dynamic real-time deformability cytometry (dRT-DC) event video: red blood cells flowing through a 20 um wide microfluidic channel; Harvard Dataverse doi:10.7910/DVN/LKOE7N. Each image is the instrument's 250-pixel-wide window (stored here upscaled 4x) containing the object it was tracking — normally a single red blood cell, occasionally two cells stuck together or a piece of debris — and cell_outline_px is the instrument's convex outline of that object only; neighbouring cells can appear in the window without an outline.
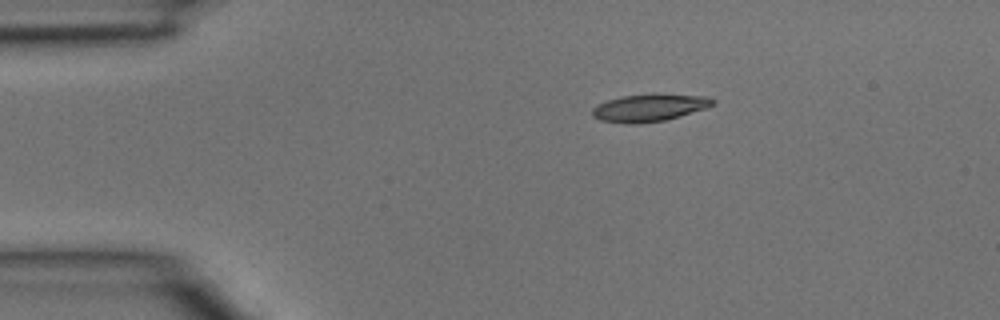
{"species": "common noctule bat (a hibernating species)", "species_latin": "Nyctalus noctula", "temperature_condition": "room temperature", "stored_images_in_passage": 3, "camera_frame_rate_fps": 3000, "um_per_image_px": 0.085, "animal": {"sex": "male", "body_mass_g": 15.6}, "frame": {"image": 1, "passage_image": 1, "time_ms": 0.0, "image_size_px": [1000, 320], "cell_outline_px": [[716, 104], [708, 108], [664, 120], [636, 124], [624, 124], [600, 120], [592, 116], [592, 108], [596, 104], [608, 100], [624, 96], [656, 92], [708, 96], [716, 100]], "centroid_in_image_um": [55.24, 9.13], "position_along_channel_um": 29.8, "area_um2": 19.83}}
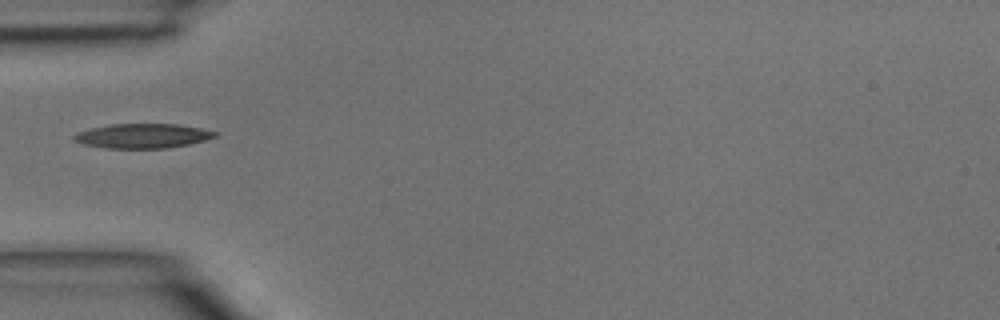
{"frame": {"image": 2, "passage_image": 3, "time_ms": 0.667, "image_size_px": [1000, 320], "cell_outline_px": [[220, 132], [216, 136], [204, 140], [188, 144], [164, 148], [108, 148], [84, 144], [76, 140], [72, 136], [76, 132], [88, 128], [108, 124], [180, 124], [204, 128]], "centroid_in_image_um": [12.14, 11.53], "position_along_channel_um": 72.9, "area_um2": 20.23}}